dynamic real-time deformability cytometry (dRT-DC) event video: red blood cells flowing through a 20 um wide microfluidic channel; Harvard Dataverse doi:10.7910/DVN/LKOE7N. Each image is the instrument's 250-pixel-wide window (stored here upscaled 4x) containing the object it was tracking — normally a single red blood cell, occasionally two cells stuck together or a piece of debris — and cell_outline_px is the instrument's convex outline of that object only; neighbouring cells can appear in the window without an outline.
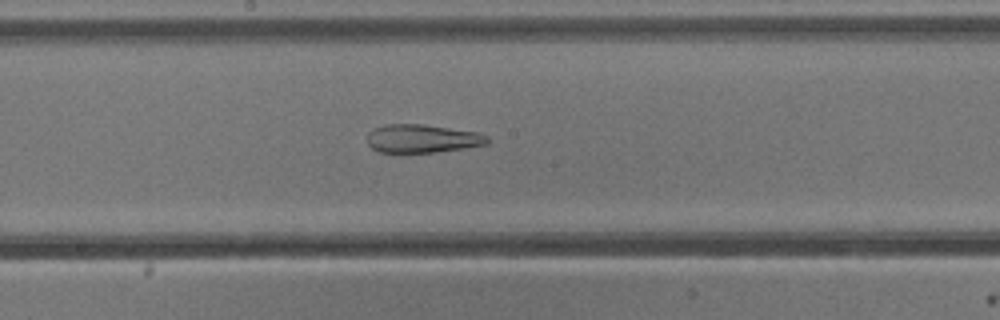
{"species": "common noctule bat (a hibernating species)", "species_latin": "Nyctalus noctula", "temperature_condition": "cold", "stored_images_in_passage": 52, "camera_frame_rate_fps": 3000, "um_per_image_px": 0.085, "animal": {"sex": "male", "body_mass_g": 13.3}, "frame": {"image": 1, "passage_image": 28, "time_ms": 9.0, "image_size_px": [1000, 320], "cell_outline_px": [[488, 144], [436, 152], [380, 152], [372, 148], [368, 144], [368, 132], [384, 124], [424, 124], [476, 132], [488, 136]], "centroid_in_image_um": [35.88, 11.77], "position_along_channel_um": 212.3, "area_um2": 19.65}}
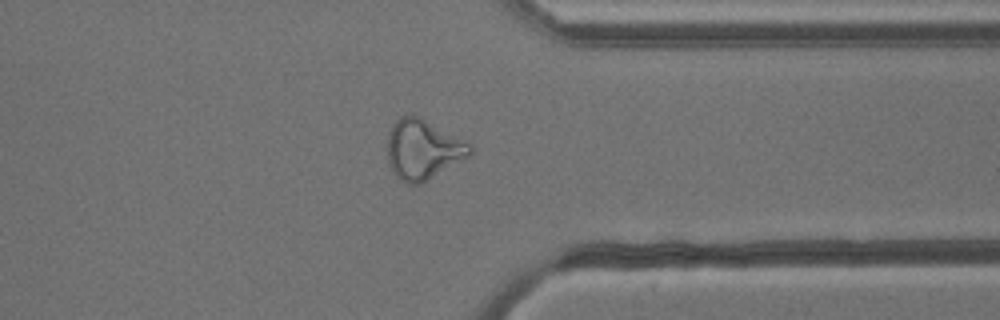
{"frame": {"image": 2, "passage_image": 41, "time_ms": 13.333, "image_size_px": [1000, 320], "cell_outline_px": [[472, 156], [420, 184], [408, 184], [400, 180], [396, 176], [388, 160], [388, 132], [392, 124], [400, 116], [420, 116], [472, 144]], "centroid_in_image_um": [35.98, 12.7], "position_along_channel_um": 375.4, "area_um2": 28.96}}
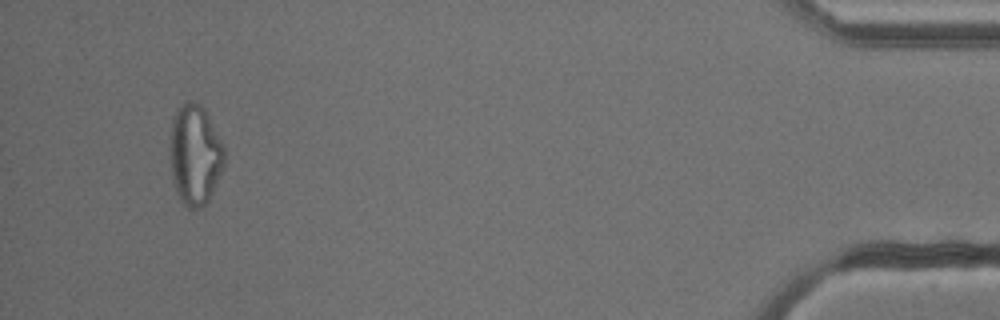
{"frame": {"image": 3, "passage_image": 50, "time_ms": 16.333, "image_size_px": [1000, 320], "cell_outline_px": [[224, 164], [208, 200], [200, 208], [188, 208], [180, 200], [176, 192], [172, 180], [168, 148], [172, 120], [176, 108], [184, 100], [192, 100], [200, 104], [204, 108], [224, 148]], "centroid_in_image_um": [16.51, 13.11], "position_along_channel_um": 418.7, "area_um2": 32.02}}